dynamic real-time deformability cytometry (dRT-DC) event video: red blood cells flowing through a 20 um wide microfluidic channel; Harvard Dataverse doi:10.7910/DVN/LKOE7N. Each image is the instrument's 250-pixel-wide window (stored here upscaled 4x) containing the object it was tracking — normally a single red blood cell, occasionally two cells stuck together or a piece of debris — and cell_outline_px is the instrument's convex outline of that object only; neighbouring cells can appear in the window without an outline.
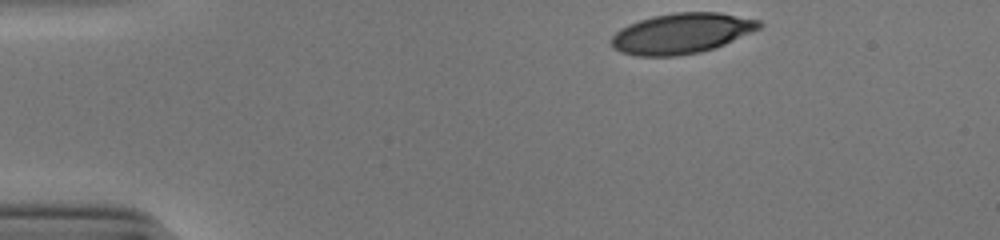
{"species": "human", "species_latin": "Homo sapiens", "temperature_condition": "cold", "stored_images_in_passage": 36, "camera_frame_rate_fps": 3000, "um_per_image_px": 0.085, "donor": {"sex": "male"}, "frame": {"image": 1, "passage_image": 1, "time_ms": 0.0, "image_size_px": [1000, 240], "cell_outline_px": [[764, 24], [760, 28], [716, 48], [700, 52], [676, 56], [636, 56], [620, 52], [612, 48], [608, 40], [620, 28], [628, 24], [652, 16], [676, 12], [720, 12], [760, 20]], "centroid_in_image_um": [57.9, 2.84], "position_along_channel_um": 27.1, "area_um2": 35.14}}
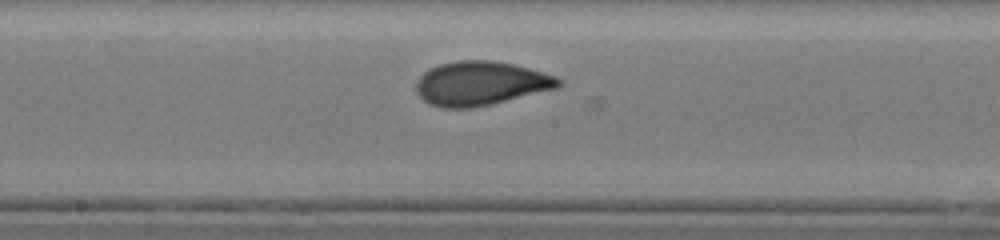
{"frame": {"image": 2, "passage_image": 21, "time_ms": 6.667, "image_size_px": [1000, 240], "cell_outline_px": [[564, 84], [556, 88], [492, 104], [472, 108], [440, 108], [428, 104], [416, 92], [416, 80], [424, 72], [440, 64], [460, 60], [492, 60], [512, 64], [528, 68], [556, 76], [564, 80]], "centroid_in_image_um": [40.85, 7.1], "position_along_channel_um": 207.3, "area_um2": 36.59}}
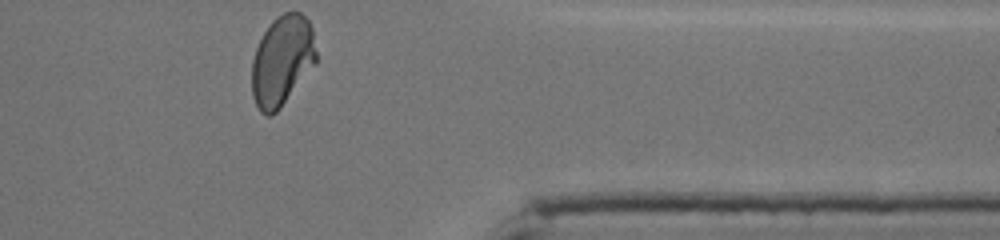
{"frame": {"image": 3, "passage_image": 36, "time_ms": 11.667, "image_size_px": [1000, 240], "cell_outline_px": [[316, 64], [280, 108], [272, 116], [264, 116], [260, 112], [252, 96], [252, 60], [256, 48], [264, 32], [272, 20], [276, 16], [284, 12], [300, 12], [308, 20], [312, 28], [316, 52]], "centroid_in_image_um": [23.97, 5.17], "position_along_channel_um": 387.4, "area_um2": 33.99}, "authors_computed_cell_mechanics": {"area_um2": 35.5181, "velocity_mm_per_s": 3.8662, "shape_relaxation_time_tau1_ms": 5.4602, "shape_relaxation_time_tau2_ms": 0.9026, "deformation_change_tau1": 0.1976, "deformation_change_tau2": 0.0653}}